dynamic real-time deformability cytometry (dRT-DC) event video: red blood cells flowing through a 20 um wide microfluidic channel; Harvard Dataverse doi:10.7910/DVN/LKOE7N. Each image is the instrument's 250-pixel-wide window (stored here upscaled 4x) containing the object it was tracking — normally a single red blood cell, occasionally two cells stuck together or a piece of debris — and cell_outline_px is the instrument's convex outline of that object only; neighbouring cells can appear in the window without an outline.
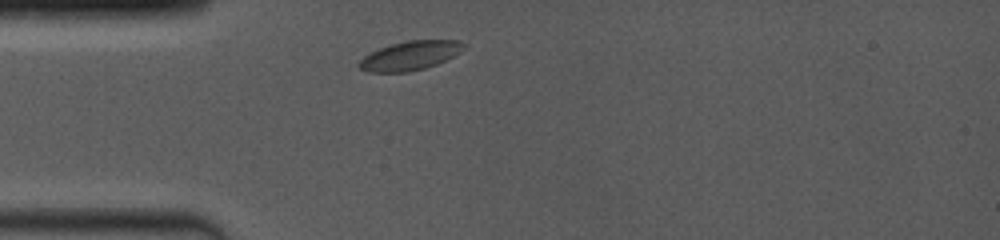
{"species": "common noctule bat (a hibernating species)", "species_latin": "Nyctalus noctula", "temperature_condition": "room temperature", "stored_images_in_passage": 5, "camera_frame_rate_fps": 4000, "um_per_image_px": 0.085, "animal": {"sex": "female", "body_mass_g": 19.0, "forearm_length_mm": 53.3}, "frame": {"image": 1, "passage_image": 1, "time_ms": 0.0, "image_size_px": [1000, 240], "cell_outline_px": [[468, 44], [460, 52], [436, 64], [424, 68], [408, 72], [368, 72], [360, 68], [356, 64], [364, 56], [380, 48], [392, 44], [408, 40], [460, 40]], "centroid_in_image_um": [34.87, 4.72], "position_along_channel_um": 50.1, "area_um2": 17.63}}
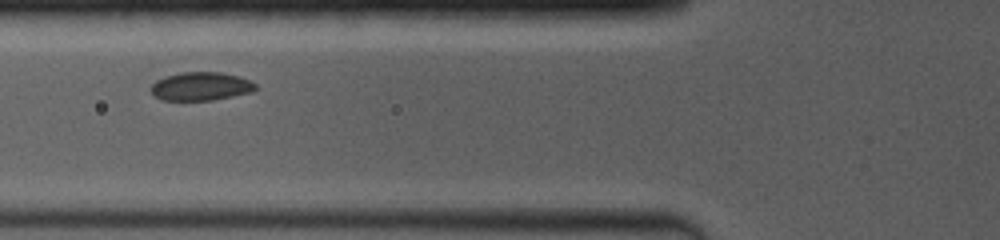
{"frame": {"image": 2, "passage_image": 3, "time_ms": 1.75, "image_size_px": [1000, 240], "cell_outline_px": [[256, 88], [252, 92], [212, 100], [160, 100], [152, 96], [148, 88], [156, 80], [164, 76], [180, 72], [224, 72], [240, 76], [256, 84]], "centroid_in_image_um": [17.01, 7.33], "position_along_channel_um": 108.8, "area_um2": 17.63}}
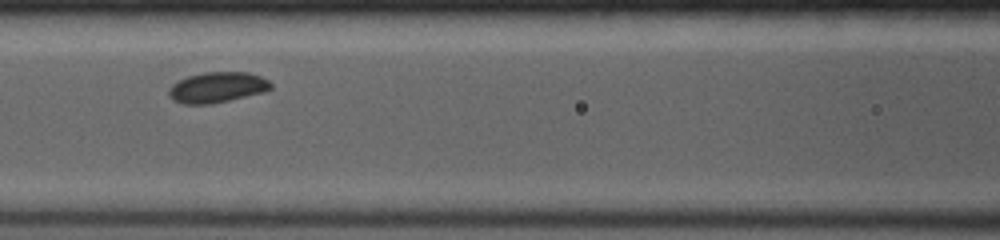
{"frame": {"image": 3, "passage_image": 4, "time_ms": 2.75, "image_size_px": [1000, 240], "cell_outline_px": [[272, 88], [264, 92], [212, 104], [184, 104], [172, 100], [168, 96], [168, 88], [176, 80], [188, 76], [204, 72], [248, 72], [260, 76], [268, 80], [272, 84]], "centroid_in_image_um": [18.43, 7.42], "position_along_channel_um": 148.2, "area_um2": 18.38}}